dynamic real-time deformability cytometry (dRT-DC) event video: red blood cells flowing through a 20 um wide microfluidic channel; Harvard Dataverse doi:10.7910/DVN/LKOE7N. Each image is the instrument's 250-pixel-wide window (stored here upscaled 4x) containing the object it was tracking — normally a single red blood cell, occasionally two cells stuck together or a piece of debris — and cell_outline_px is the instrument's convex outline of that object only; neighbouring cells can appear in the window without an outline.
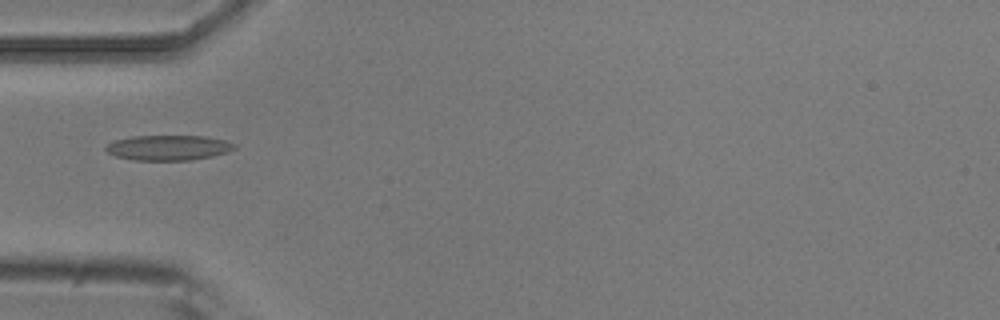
{"species": "common noctule bat (a hibernating species)", "species_latin": "Nyctalus noctula", "temperature_condition": "room temperature", "stored_images_in_passage": 3, "camera_frame_rate_fps": 3000, "um_per_image_px": 0.085, "animal": {"sex": "male", "body_mass_g": 20.5, "forearm_length_mm": 52.5}, "frame": {"image": 1, "passage_image": 3, "time_ms": 0.667, "image_size_px": [1000, 320], "cell_outline_px": [[236, 148], [212, 156], [192, 160], [132, 160], [116, 156], [108, 152], [104, 148], [108, 144], [116, 140], [132, 136], [204, 136], [224, 140], [236, 144]], "centroid_in_image_um": [14.3, 12.55], "position_along_channel_um": 70.7, "area_um2": 18.67}}